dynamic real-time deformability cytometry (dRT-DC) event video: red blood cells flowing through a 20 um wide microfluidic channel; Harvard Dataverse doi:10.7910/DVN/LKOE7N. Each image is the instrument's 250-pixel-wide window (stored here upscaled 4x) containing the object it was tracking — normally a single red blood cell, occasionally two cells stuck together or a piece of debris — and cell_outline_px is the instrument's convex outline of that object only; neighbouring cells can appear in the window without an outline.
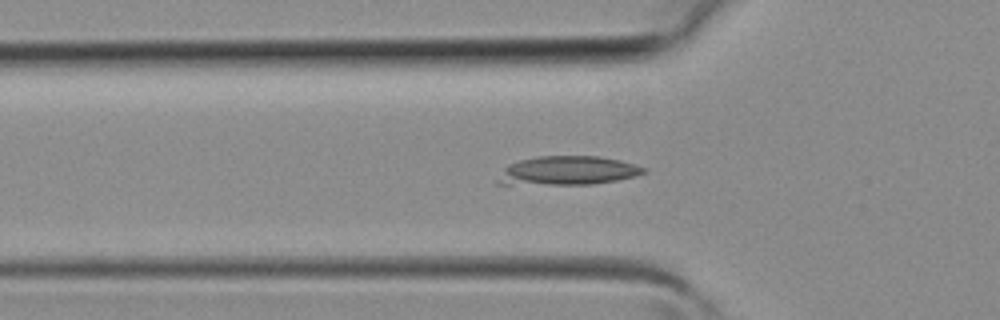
{"species": "common noctule bat (a hibernating species)", "species_latin": "Nyctalus noctula", "temperature_condition": "room temperature", "stored_images_in_passage": 30, "camera_frame_rate_fps": 3000, "um_per_image_px": 0.085, "animal": {"sex": "female", "body_mass_g": 19.3, "forearm_length_mm": 54.1}, "frame": {"image": 1, "passage_image": 3, "time_ms": 0.667, "image_size_px": [1000, 320], "cell_outline_px": [[648, 172], [636, 176], [616, 180], [592, 184], [496, 184], [496, 180], [504, 168], [508, 164], [520, 160], [536, 156], [600, 156], [620, 160], [648, 168]], "centroid_in_image_um": [48.27, 14.5], "position_along_channel_um": 77.5, "area_um2": 24.68}}
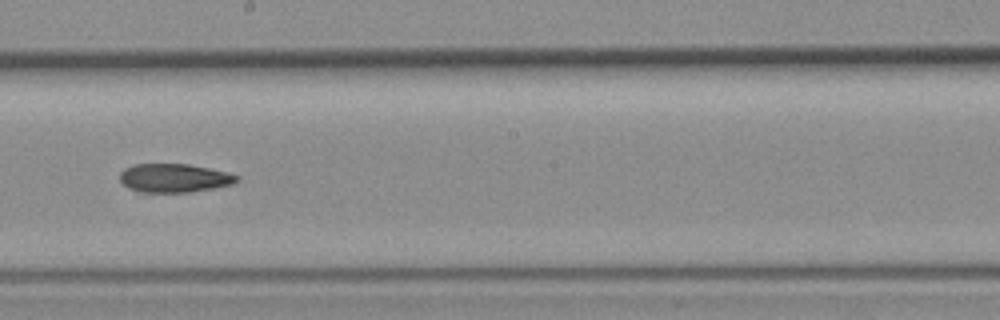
{"frame": {"image": 2, "passage_image": 12, "time_ms": 3.667, "image_size_px": [1000, 320], "cell_outline_px": [[240, 180], [232, 184], [216, 188], [188, 192], [136, 192], [128, 188], [120, 180], [120, 172], [124, 168], [136, 164], [188, 164], [228, 172], [240, 176]], "centroid_in_image_um": [14.82, 15.14], "position_along_channel_um": 233.4, "area_um2": 19.65}}
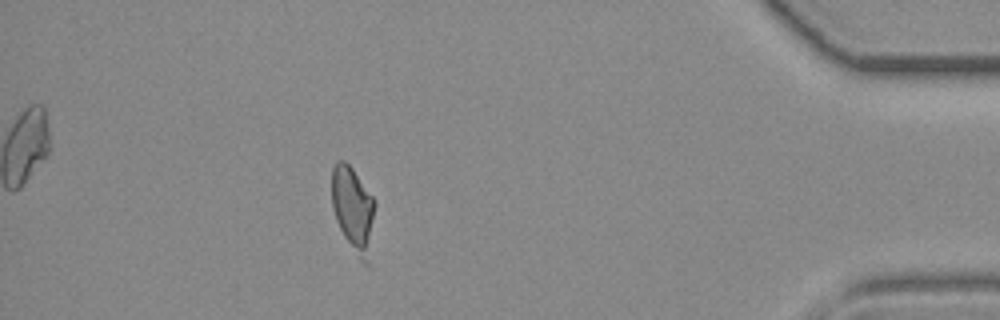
{"frame": {"image": 3, "passage_image": 25, "time_ms": 8.0, "image_size_px": [1000, 320], "cell_outline_px": [[376, 204], [368, 268], [360, 260], [344, 236], [336, 220], [332, 208], [332, 168], [336, 160], [344, 160], [352, 168], [372, 196]], "centroid_in_image_um": [30.02, 17.78], "position_along_channel_um": 405.2, "area_um2": 21.39}}